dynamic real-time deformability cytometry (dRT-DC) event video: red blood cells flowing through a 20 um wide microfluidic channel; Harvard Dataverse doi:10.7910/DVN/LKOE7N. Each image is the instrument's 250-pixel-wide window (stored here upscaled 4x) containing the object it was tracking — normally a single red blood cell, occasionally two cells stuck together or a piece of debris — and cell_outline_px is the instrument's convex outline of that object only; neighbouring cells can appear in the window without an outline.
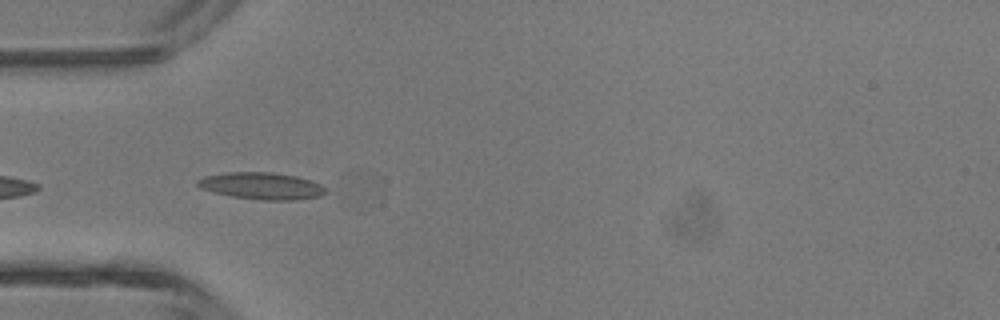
{"species": "common noctule bat (a hibernating species)", "species_latin": "Nyctalus noctula", "temperature_condition": "room temperature", "stored_images_in_passage": 3, "camera_frame_rate_fps": 3000, "um_per_image_px": 0.085, "animal": {"sex": "male", "body_mass_g": 13.3}, "frame": {"image": 1, "passage_image": 3, "time_ms": 2.0, "image_size_px": [1000, 320], "cell_outline_px": [[328, 192], [320, 196], [296, 200], [260, 200], [232, 196], [200, 188], [196, 184], [196, 180], [204, 176], [228, 172], [272, 172], [296, 176], [312, 180], [320, 184]], "centroid_in_image_um": [22.26, 15.8], "position_along_channel_um": 62.7, "area_um2": 20.11}}